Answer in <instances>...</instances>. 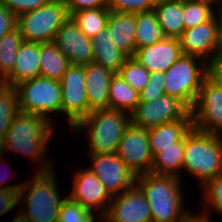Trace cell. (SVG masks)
Returning a JSON list of instances; mask_svg holds the SVG:
<instances>
[{
    "instance_id": "ab89813d",
    "label": "cell",
    "mask_w": 222,
    "mask_h": 222,
    "mask_svg": "<svg viewBox=\"0 0 222 222\" xmlns=\"http://www.w3.org/2000/svg\"><path fill=\"white\" fill-rule=\"evenodd\" d=\"M19 205V190L0 188V216Z\"/></svg>"
},
{
    "instance_id": "484cf974",
    "label": "cell",
    "mask_w": 222,
    "mask_h": 222,
    "mask_svg": "<svg viewBox=\"0 0 222 222\" xmlns=\"http://www.w3.org/2000/svg\"><path fill=\"white\" fill-rule=\"evenodd\" d=\"M40 76L60 81L71 65L54 42L40 44Z\"/></svg>"
},
{
    "instance_id": "8992f818",
    "label": "cell",
    "mask_w": 222,
    "mask_h": 222,
    "mask_svg": "<svg viewBox=\"0 0 222 222\" xmlns=\"http://www.w3.org/2000/svg\"><path fill=\"white\" fill-rule=\"evenodd\" d=\"M207 75L205 60L183 55L164 72L165 93L178 98L191 110Z\"/></svg>"
},
{
    "instance_id": "cb8c5ba5",
    "label": "cell",
    "mask_w": 222,
    "mask_h": 222,
    "mask_svg": "<svg viewBox=\"0 0 222 222\" xmlns=\"http://www.w3.org/2000/svg\"><path fill=\"white\" fill-rule=\"evenodd\" d=\"M185 153V136L153 155L150 173L181 178Z\"/></svg>"
},
{
    "instance_id": "44dd1931",
    "label": "cell",
    "mask_w": 222,
    "mask_h": 222,
    "mask_svg": "<svg viewBox=\"0 0 222 222\" xmlns=\"http://www.w3.org/2000/svg\"><path fill=\"white\" fill-rule=\"evenodd\" d=\"M107 28L116 48L133 57L135 53L136 13L110 11Z\"/></svg>"
},
{
    "instance_id": "d590c367",
    "label": "cell",
    "mask_w": 222,
    "mask_h": 222,
    "mask_svg": "<svg viewBox=\"0 0 222 222\" xmlns=\"http://www.w3.org/2000/svg\"><path fill=\"white\" fill-rule=\"evenodd\" d=\"M157 0H108L110 11L120 13H141L152 11Z\"/></svg>"
},
{
    "instance_id": "52a82bcc",
    "label": "cell",
    "mask_w": 222,
    "mask_h": 222,
    "mask_svg": "<svg viewBox=\"0 0 222 222\" xmlns=\"http://www.w3.org/2000/svg\"><path fill=\"white\" fill-rule=\"evenodd\" d=\"M14 88L21 112L41 115L55 124L53 117L57 114L61 115L62 107L60 81L38 76L19 83Z\"/></svg>"
},
{
    "instance_id": "7dc6e473",
    "label": "cell",
    "mask_w": 222,
    "mask_h": 222,
    "mask_svg": "<svg viewBox=\"0 0 222 222\" xmlns=\"http://www.w3.org/2000/svg\"><path fill=\"white\" fill-rule=\"evenodd\" d=\"M199 1L209 3L217 10L222 8V0H199Z\"/></svg>"
},
{
    "instance_id": "603a6c76",
    "label": "cell",
    "mask_w": 222,
    "mask_h": 222,
    "mask_svg": "<svg viewBox=\"0 0 222 222\" xmlns=\"http://www.w3.org/2000/svg\"><path fill=\"white\" fill-rule=\"evenodd\" d=\"M193 127L192 119H179L148 129L149 145L152 155L180 141Z\"/></svg>"
},
{
    "instance_id": "4316f807",
    "label": "cell",
    "mask_w": 222,
    "mask_h": 222,
    "mask_svg": "<svg viewBox=\"0 0 222 222\" xmlns=\"http://www.w3.org/2000/svg\"><path fill=\"white\" fill-rule=\"evenodd\" d=\"M140 101L139 92L119 74H115L109 87V109L132 114Z\"/></svg>"
},
{
    "instance_id": "d4e9b609",
    "label": "cell",
    "mask_w": 222,
    "mask_h": 222,
    "mask_svg": "<svg viewBox=\"0 0 222 222\" xmlns=\"http://www.w3.org/2000/svg\"><path fill=\"white\" fill-rule=\"evenodd\" d=\"M163 35L179 39L184 31L182 0H157L153 9Z\"/></svg>"
},
{
    "instance_id": "f6af8a7d",
    "label": "cell",
    "mask_w": 222,
    "mask_h": 222,
    "mask_svg": "<svg viewBox=\"0 0 222 222\" xmlns=\"http://www.w3.org/2000/svg\"><path fill=\"white\" fill-rule=\"evenodd\" d=\"M219 21V45H220V53H222V8L218 9L216 12Z\"/></svg>"
},
{
    "instance_id": "f546056e",
    "label": "cell",
    "mask_w": 222,
    "mask_h": 222,
    "mask_svg": "<svg viewBox=\"0 0 222 222\" xmlns=\"http://www.w3.org/2000/svg\"><path fill=\"white\" fill-rule=\"evenodd\" d=\"M109 14L108 7H100L79 11L72 14L71 17L84 35L92 39L107 26Z\"/></svg>"
},
{
    "instance_id": "ffe728a7",
    "label": "cell",
    "mask_w": 222,
    "mask_h": 222,
    "mask_svg": "<svg viewBox=\"0 0 222 222\" xmlns=\"http://www.w3.org/2000/svg\"><path fill=\"white\" fill-rule=\"evenodd\" d=\"M40 43L26 42L20 45L12 72L1 82L15 87L19 83L40 76Z\"/></svg>"
},
{
    "instance_id": "f1b7e54d",
    "label": "cell",
    "mask_w": 222,
    "mask_h": 222,
    "mask_svg": "<svg viewBox=\"0 0 222 222\" xmlns=\"http://www.w3.org/2000/svg\"><path fill=\"white\" fill-rule=\"evenodd\" d=\"M23 41L17 27L0 39V83L12 72Z\"/></svg>"
},
{
    "instance_id": "1f68e13d",
    "label": "cell",
    "mask_w": 222,
    "mask_h": 222,
    "mask_svg": "<svg viewBox=\"0 0 222 222\" xmlns=\"http://www.w3.org/2000/svg\"><path fill=\"white\" fill-rule=\"evenodd\" d=\"M217 12L211 4L199 0H182L184 30L209 21Z\"/></svg>"
},
{
    "instance_id": "b9f144b4",
    "label": "cell",
    "mask_w": 222,
    "mask_h": 222,
    "mask_svg": "<svg viewBox=\"0 0 222 222\" xmlns=\"http://www.w3.org/2000/svg\"><path fill=\"white\" fill-rule=\"evenodd\" d=\"M214 83L222 87V53L208 62V75Z\"/></svg>"
},
{
    "instance_id": "ee69618b",
    "label": "cell",
    "mask_w": 222,
    "mask_h": 222,
    "mask_svg": "<svg viewBox=\"0 0 222 222\" xmlns=\"http://www.w3.org/2000/svg\"><path fill=\"white\" fill-rule=\"evenodd\" d=\"M180 222H214L210 220L205 214L203 213H194L193 211L190 212L183 220Z\"/></svg>"
},
{
    "instance_id": "74e56055",
    "label": "cell",
    "mask_w": 222,
    "mask_h": 222,
    "mask_svg": "<svg viewBox=\"0 0 222 222\" xmlns=\"http://www.w3.org/2000/svg\"><path fill=\"white\" fill-rule=\"evenodd\" d=\"M51 0H0V3L7 7L16 17L35 10Z\"/></svg>"
},
{
    "instance_id": "30bf717a",
    "label": "cell",
    "mask_w": 222,
    "mask_h": 222,
    "mask_svg": "<svg viewBox=\"0 0 222 222\" xmlns=\"http://www.w3.org/2000/svg\"><path fill=\"white\" fill-rule=\"evenodd\" d=\"M62 107L61 114L71 129L89 114V105L85 84V65L71 64L61 80Z\"/></svg>"
},
{
    "instance_id": "9a60e30c",
    "label": "cell",
    "mask_w": 222,
    "mask_h": 222,
    "mask_svg": "<svg viewBox=\"0 0 222 222\" xmlns=\"http://www.w3.org/2000/svg\"><path fill=\"white\" fill-rule=\"evenodd\" d=\"M116 154L137 176L150 173L153 155L149 145L148 130L130 123Z\"/></svg>"
},
{
    "instance_id": "6da1fadb",
    "label": "cell",
    "mask_w": 222,
    "mask_h": 222,
    "mask_svg": "<svg viewBox=\"0 0 222 222\" xmlns=\"http://www.w3.org/2000/svg\"><path fill=\"white\" fill-rule=\"evenodd\" d=\"M55 126L46 117L20 111L12 121L0 145V153L11 151L29 157L34 164L38 163L37 172L50 170L56 164L53 163L48 153Z\"/></svg>"
},
{
    "instance_id": "277c9868",
    "label": "cell",
    "mask_w": 222,
    "mask_h": 222,
    "mask_svg": "<svg viewBox=\"0 0 222 222\" xmlns=\"http://www.w3.org/2000/svg\"><path fill=\"white\" fill-rule=\"evenodd\" d=\"M131 115L123 111L103 109L90 112L71 130L79 134L86 132L87 154L116 153ZM83 131V132H82Z\"/></svg>"
},
{
    "instance_id": "8fae6325",
    "label": "cell",
    "mask_w": 222,
    "mask_h": 222,
    "mask_svg": "<svg viewBox=\"0 0 222 222\" xmlns=\"http://www.w3.org/2000/svg\"><path fill=\"white\" fill-rule=\"evenodd\" d=\"M91 160L90 169L112 196L131 189L136 185L137 175L116 153L87 154Z\"/></svg>"
},
{
    "instance_id": "5b68a950",
    "label": "cell",
    "mask_w": 222,
    "mask_h": 222,
    "mask_svg": "<svg viewBox=\"0 0 222 222\" xmlns=\"http://www.w3.org/2000/svg\"><path fill=\"white\" fill-rule=\"evenodd\" d=\"M184 170L199 180L200 188L222 174V135L192 127L185 135Z\"/></svg>"
},
{
    "instance_id": "e0dca14e",
    "label": "cell",
    "mask_w": 222,
    "mask_h": 222,
    "mask_svg": "<svg viewBox=\"0 0 222 222\" xmlns=\"http://www.w3.org/2000/svg\"><path fill=\"white\" fill-rule=\"evenodd\" d=\"M59 50L74 65H88L94 62L91 38L79 29L71 16L62 24L53 41Z\"/></svg>"
},
{
    "instance_id": "ac0fdd59",
    "label": "cell",
    "mask_w": 222,
    "mask_h": 222,
    "mask_svg": "<svg viewBox=\"0 0 222 222\" xmlns=\"http://www.w3.org/2000/svg\"><path fill=\"white\" fill-rule=\"evenodd\" d=\"M182 56L179 39L164 37L158 43L136 49L133 58L152 73L166 72Z\"/></svg>"
},
{
    "instance_id": "2e32d148",
    "label": "cell",
    "mask_w": 222,
    "mask_h": 222,
    "mask_svg": "<svg viewBox=\"0 0 222 222\" xmlns=\"http://www.w3.org/2000/svg\"><path fill=\"white\" fill-rule=\"evenodd\" d=\"M112 199L101 222H152L146 196L137 185Z\"/></svg>"
},
{
    "instance_id": "ba28073f",
    "label": "cell",
    "mask_w": 222,
    "mask_h": 222,
    "mask_svg": "<svg viewBox=\"0 0 222 222\" xmlns=\"http://www.w3.org/2000/svg\"><path fill=\"white\" fill-rule=\"evenodd\" d=\"M68 18L65 0H51L44 6L17 16L16 27L26 42H53Z\"/></svg>"
},
{
    "instance_id": "e575fe53",
    "label": "cell",
    "mask_w": 222,
    "mask_h": 222,
    "mask_svg": "<svg viewBox=\"0 0 222 222\" xmlns=\"http://www.w3.org/2000/svg\"><path fill=\"white\" fill-rule=\"evenodd\" d=\"M118 74L138 92L146 87L150 78V72L133 57L127 58Z\"/></svg>"
},
{
    "instance_id": "f35d334b",
    "label": "cell",
    "mask_w": 222,
    "mask_h": 222,
    "mask_svg": "<svg viewBox=\"0 0 222 222\" xmlns=\"http://www.w3.org/2000/svg\"><path fill=\"white\" fill-rule=\"evenodd\" d=\"M69 16L82 10L108 7V0H65Z\"/></svg>"
},
{
    "instance_id": "bcb514c9",
    "label": "cell",
    "mask_w": 222,
    "mask_h": 222,
    "mask_svg": "<svg viewBox=\"0 0 222 222\" xmlns=\"http://www.w3.org/2000/svg\"><path fill=\"white\" fill-rule=\"evenodd\" d=\"M11 222H30L26 216L19 210Z\"/></svg>"
},
{
    "instance_id": "4dcf8cb0",
    "label": "cell",
    "mask_w": 222,
    "mask_h": 222,
    "mask_svg": "<svg viewBox=\"0 0 222 222\" xmlns=\"http://www.w3.org/2000/svg\"><path fill=\"white\" fill-rule=\"evenodd\" d=\"M19 112L18 96L15 88L0 83V145Z\"/></svg>"
},
{
    "instance_id": "7bdbcfd3",
    "label": "cell",
    "mask_w": 222,
    "mask_h": 222,
    "mask_svg": "<svg viewBox=\"0 0 222 222\" xmlns=\"http://www.w3.org/2000/svg\"><path fill=\"white\" fill-rule=\"evenodd\" d=\"M3 157V154L2 153H0V159ZM1 164H2V166H3V162L0 160V166H1ZM8 167V166H7ZM11 169V170H10ZM9 171H11V172H13L12 171V168L9 166ZM11 172H9V173H11ZM3 175V176H2ZM1 175V172H0V188L1 189H16V190H20V188L23 186V183L21 182V183H14V184H11L10 185V183H9V181L11 180V176H9V175H11V174H8V176L7 175H5V174H2ZM4 175H5V177H4ZM8 177H10V179L8 178ZM6 183H9V185L8 184H6Z\"/></svg>"
},
{
    "instance_id": "7a4b0ae2",
    "label": "cell",
    "mask_w": 222,
    "mask_h": 222,
    "mask_svg": "<svg viewBox=\"0 0 222 222\" xmlns=\"http://www.w3.org/2000/svg\"><path fill=\"white\" fill-rule=\"evenodd\" d=\"M182 182L173 175L145 173L137 176L136 185L146 196L152 222H180L191 212L184 206Z\"/></svg>"
},
{
    "instance_id": "3957f363",
    "label": "cell",
    "mask_w": 222,
    "mask_h": 222,
    "mask_svg": "<svg viewBox=\"0 0 222 222\" xmlns=\"http://www.w3.org/2000/svg\"><path fill=\"white\" fill-rule=\"evenodd\" d=\"M55 170L36 171L34 177L24 181L19 190L18 206L22 208L18 207V210L30 222H58L59 210L66 196L60 194L59 178Z\"/></svg>"
},
{
    "instance_id": "d6986e66",
    "label": "cell",
    "mask_w": 222,
    "mask_h": 222,
    "mask_svg": "<svg viewBox=\"0 0 222 222\" xmlns=\"http://www.w3.org/2000/svg\"><path fill=\"white\" fill-rule=\"evenodd\" d=\"M115 75L99 64L85 65V84L89 113L95 110L109 109V87Z\"/></svg>"
},
{
    "instance_id": "60d3db41",
    "label": "cell",
    "mask_w": 222,
    "mask_h": 222,
    "mask_svg": "<svg viewBox=\"0 0 222 222\" xmlns=\"http://www.w3.org/2000/svg\"><path fill=\"white\" fill-rule=\"evenodd\" d=\"M17 17L0 3V39L16 28Z\"/></svg>"
},
{
    "instance_id": "83f0119b",
    "label": "cell",
    "mask_w": 222,
    "mask_h": 222,
    "mask_svg": "<svg viewBox=\"0 0 222 222\" xmlns=\"http://www.w3.org/2000/svg\"><path fill=\"white\" fill-rule=\"evenodd\" d=\"M164 37L153 10L136 13L135 51L141 47L158 43Z\"/></svg>"
},
{
    "instance_id": "836d02e7",
    "label": "cell",
    "mask_w": 222,
    "mask_h": 222,
    "mask_svg": "<svg viewBox=\"0 0 222 222\" xmlns=\"http://www.w3.org/2000/svg\"><path fill=\"white\" fill-rule=\"evenodd\" d=\"M95 219H99L97 222L101 221L98 214L66 195L59 210L58 222H95Z\"/></svg>"
},
{
    "instance_id": "7402d4cb",
    "label": "cell",
    "mask_w": 222,
    "mask_h": 222,
    "mask_svg": "<svg viewBox=\"0 0 222 222\" xmlns=\"http://www.w3.org/2000/svg\"><path fill=\"white\" fill-rule=\"evenodd\" d=\"M91 40L94 49V63L101 65L115 74H118L121 66L125 63L128 56L116 48L111 36L109 35L107 26Z\"/></svg>"
},
{
    "instance_id": "d6a6232c",
    "label": "cell",
    "mask_w": 222,
    "mask_h": 222,
    "mask_svg": "<svg viewBox=\"0 0 222 222\" xmlns=\"http://www.w3.org/2000/svg\"><path fill=\"white\" fill-rule=\"evenodd\" d=\"M200 189H202L203 198L201 213L209 219L211 218L209 215L211 211L222 215V174L208 180Z\"/></svg>"
},
{
    "instance_id": "5bb4252c",
    "label": "cell",
    "mask_w": 222,
    "mask_h": 222,
    "mask_svg": "<svg viewBox=\"0 0 222 222\" xmlns=\"http://www.w3.org/2000/svg\"><path fill=\"white\" fill-rule=\"evenodd\" d=\"M179 41L183 55L196 56L207 63L213 60L220 53L217 14L205 23L184 30Z\"/></svg>"
},
{
    "instance_id": "7c38bea8",
    "label": "cell",
    "mask_w": 222,
    "mask_h": 222,
    "mask_svg": "<svg viewBox=\"0 0 222 222\" xmlns=\"http://www.w3.org/2000/svg\"><path fill=\"white\" fill-rule=\"evenodd\" d=\"M191 117L197 130L222 135V87L208 76L191 109Z\"/></svg>"
},
{
    "instance_id": "9c48e42d",
    "label": "cell",
    "mask_w": 222,
    "mask_h": 222,
    "mask_svg": "<svg viewBox=\"0 0 222 222\" xmlns=\"http://www.w3.org/2000/svg\"><path fill=\"white\" fill-rule=\"evenodd\" d=\"M179 119H192L191 110L178 98L167 94L152 101H139L131 114V123L147 130Z\"/></svg>"
},
{
    "instance_id": "4fadbf2b",
    "label": "cell",
    "mask_w": 222,
    "mask_h": 222,
    "mask_svg": "<svg viewBox=\"0 0 222 222\" xmlns=\"http://www.w3.org/2000/svg\"><path fill=\"white\" fill-rule=\"evenodd\" d=\"M72 178L73 187L68 196L102 218L113 197L107 192L99 178L88 167L78 169Z\"/></svg>"
},
{
    "instance_id": "8d00e7d4",
    "label": "cell",
    "mask_w": 222,
    "mask_h": 222,
    "mask_svg": "<svg viewBox=\"0 0 222 222\" xmlns=\"http://www.w3.org/2000/svg\"><path fill=\"white\" fill-rule=\"evenodd\" d=\"M166 94L164 89V72L156 71L150 73L149 82L139 92L140 101H152Z\"/></svg>"
}]
</instances>
